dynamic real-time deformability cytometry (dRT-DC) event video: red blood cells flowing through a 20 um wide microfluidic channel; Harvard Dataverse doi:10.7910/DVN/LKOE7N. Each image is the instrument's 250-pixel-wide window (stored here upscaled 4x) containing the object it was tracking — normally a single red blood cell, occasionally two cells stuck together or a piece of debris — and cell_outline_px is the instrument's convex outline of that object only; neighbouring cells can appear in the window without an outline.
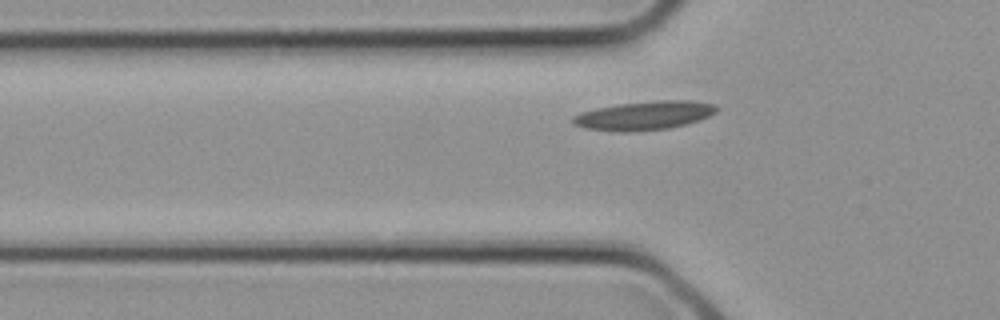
{"species": "common noctule bat (a hibernating species)", "species_latin": "Nyctalus noctula", "temperature_condition": "cold", "stored_images_in_passage": 3, "camera_frame_rate_fps": 3000, "um_per_image_px": 0.085, "animal": {"sex": "female", "body_mass_g": 21.9}, "frame": {"image": 1, "passage_image": 3, "time_ms": 0.667, "image_size_px": [1000, 320], "cell_outline_px": [[720, 108], [716, 112], [700, 120], [688, 124], [668, 128], [632, 132], [616, 132], [584, 128], [572, 124], [572, 116], [580, 112], [596, 108], [620, 104], [660, 100], [692, 100], [716, 104]], "centroid_in_image_um": [54.77, 9.82], "position_along_channel_um": 71.0, "area_um2": 24.39}}